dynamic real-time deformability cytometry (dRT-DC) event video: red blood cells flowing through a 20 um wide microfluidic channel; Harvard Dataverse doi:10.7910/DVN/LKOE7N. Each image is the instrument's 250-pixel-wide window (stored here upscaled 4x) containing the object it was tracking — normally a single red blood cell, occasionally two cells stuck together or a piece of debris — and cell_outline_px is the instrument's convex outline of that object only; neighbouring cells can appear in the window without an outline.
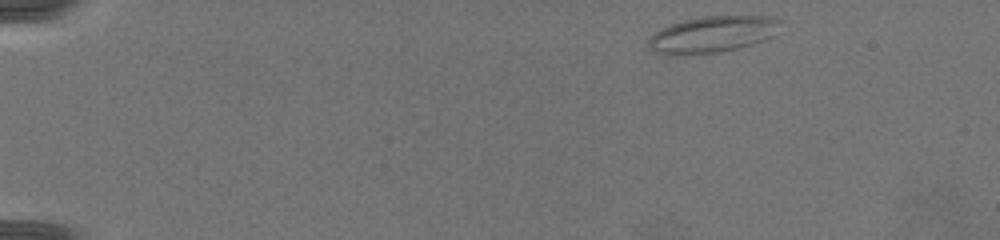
{"species": "common noctule bat (a hibernating species)", "species_latin": "Nyctalus noctula", "temperature_condition": "warm", "stored_images_in_passage": 30, "camera_frame_rate_fps": 3000, "um_per_image_px": 0.085, "animal": {"sex": "female", "body_mass_g": 19.5, "forearm_length_mm": 54.1}, "frame": {"image": 1, "passage_image": 1, "time_ms": 0.0, "image_size_px": [1000, 240], "cell_outline_px": [[784, 20], [772, 36], [764, 40], [752, 44], [720, 52], [692, 56], [668, 56], [656, 52], [648, 48], [648, 40], [660, 28], [684, 20], [704, 16], [772, 16]], "centroid_in_image_um": [60.54, 2.94], "position_along_channel_um": 24.5, "area_um2": 28.44}}
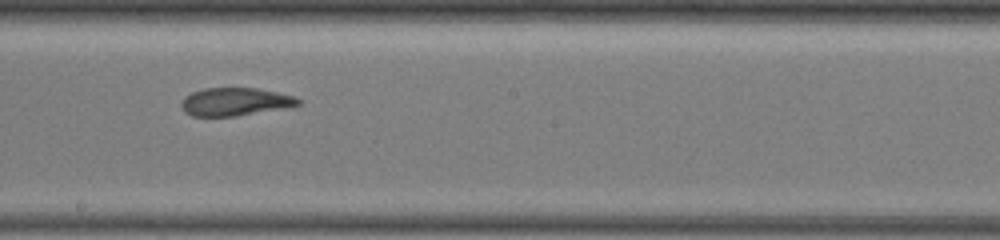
{"frame": {"image": 2, "passage_image": 15, "time_ms": 7.667, "image_size_px": [1000, 240], "cell_outline_px": [[304, 100], [300, 104], [292, 108], [236, 116], [192, 116], [184, 112], [180, 104], [184, 96], [192, 92], [204, 88], [256, 88], [276, 92], [292, 96]], "centroid_in_image_um": [20.02, 8.66], "position_along_channel_um": 228.2, "area_um2": 19.42}}
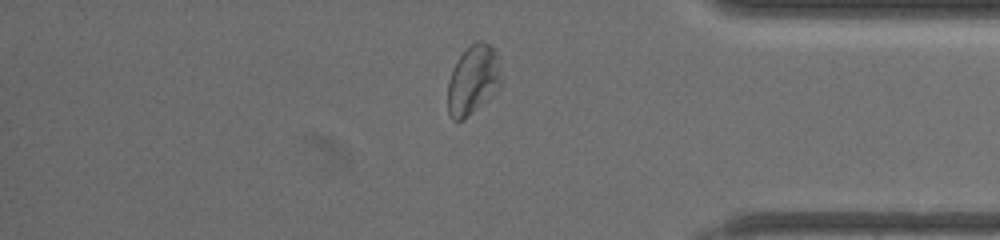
{"frame": {"image": 3, "passage_image": 26, "time_ms": 12.0, "image_size_px": [1000, 240], "cell_outline_px": [[504, 80], [500, 88], [488, 100], [464, 120], [452, 120], [448, 112], [448, 80], [452, 68], [460, 56], [476, 40], [480, 40], [488, 44], [496, 52]], "centroid_in_image_um": [40.24, 6.82], "position_along_channel_um": 395.0, "area_um2": 21.96}, "authors_computed_cell_mechanics": {"area_um2": 19.8832, "velocity_mm_per_s": 4.1932, "shape_relaxation_time_tau1_ms": 5.7016, "shape_relaxation_time_tau2_ms": 2.3503, "deformation_change_tau1": 0.1767, "deformation_change_tau2": 0.1066}}